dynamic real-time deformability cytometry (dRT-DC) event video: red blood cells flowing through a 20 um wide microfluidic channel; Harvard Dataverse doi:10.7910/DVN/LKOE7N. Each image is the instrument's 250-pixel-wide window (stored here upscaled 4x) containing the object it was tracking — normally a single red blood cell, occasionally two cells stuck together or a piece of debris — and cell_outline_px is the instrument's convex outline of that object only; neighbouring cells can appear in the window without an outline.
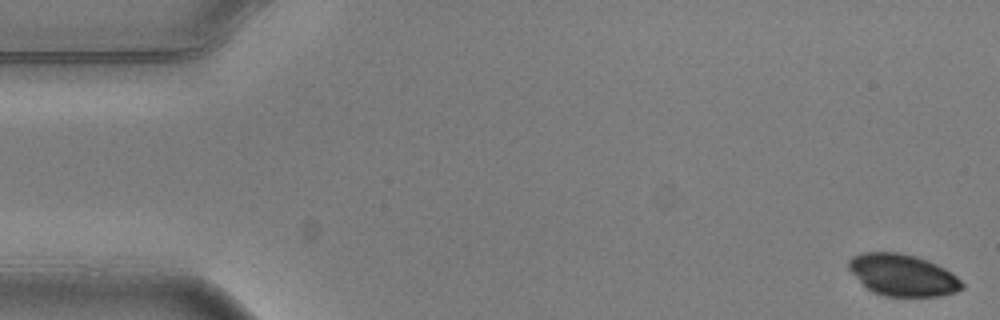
{"species": "common noctule bat (a hibernating species)", "species_latin": "Nyctalus noctula", "temperature_condition": "warm", "stored_images_in_passage": 3, "camera_frame_rate_fps": 3000, "um_per_image_px": 0.085, "animal": {"sex": "male", "body_mass_g": 20.5, "forearm_length_mm": 52.5}, "frame": {"image": 1, "passage_image": 1, "time_ms": 0.0, "image_size_px": [1000, 320], "cell_outline_px": [[964, 288], [956, 292], [940, 296], [884, 296], [872, 292], [848, 268], [848, 260], [852, 256], [860, 252], [900, 252], [916, 256], [928, 260], [952, 272], [964, 284]], "centroid_in_image_um": [76.74, 23.37], "position_along_channel_um": 8.3, "area_um2": 27.63}}